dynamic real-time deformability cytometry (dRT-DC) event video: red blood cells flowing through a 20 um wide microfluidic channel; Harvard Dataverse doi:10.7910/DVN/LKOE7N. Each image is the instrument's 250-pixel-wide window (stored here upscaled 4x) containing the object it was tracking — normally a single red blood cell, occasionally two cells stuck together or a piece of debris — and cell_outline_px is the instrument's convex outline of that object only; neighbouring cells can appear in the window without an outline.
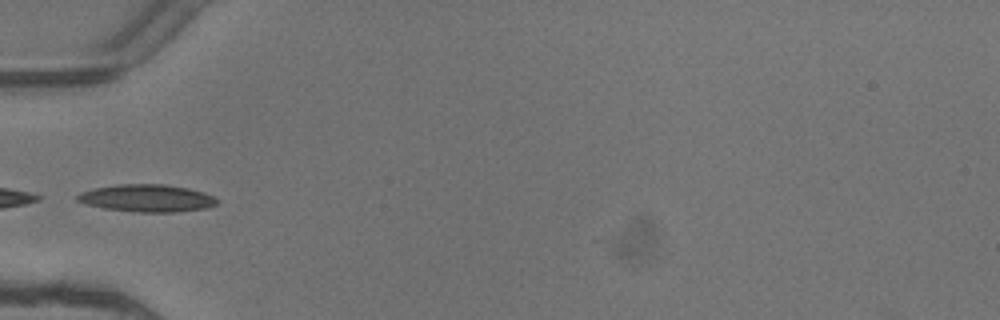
{"species": "common noctule bat (a hibernating species)", "species_latin": "Nyctalus noctula", "temperature_condition": "warm", "stored_images_in_passage": 6, "camera_frame_rate_fps": 3000, "um_per_image_px": 0.085, "animal": {"sex": "female"}, "frame": {"image": 1, "passage_image": 5, "time_ms": 1.333, "image_size_px": [1000, 320], "cell_outline_px": [[216, 204], [204, 208], [172, 212], [136, 212], [104, 208], [88, 204], [76, 200], [76, 196], [80, 192], [96, 188], [116, 184], [164, 184], [188, 188], [204, 192], [212, 196], [216, 200]], "centroid_in_image_um": [12.46, 16.83], "position_along_channel_um": 72.5, "area_um2": 22.02}}
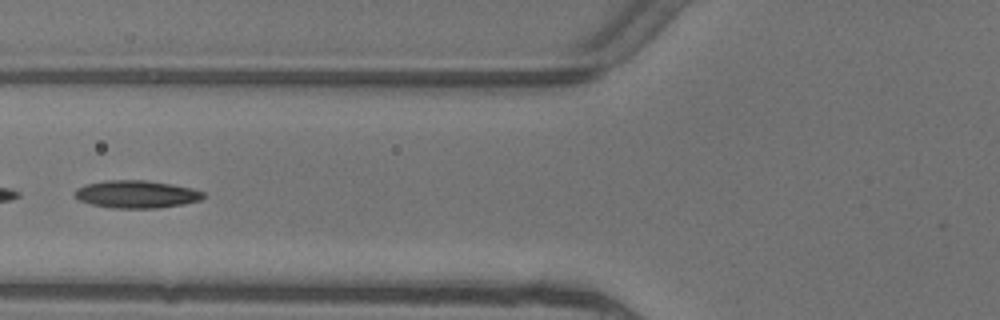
{"frame": {"image": 2, "passage_image": 6, "time_ms": 1.667, "image_size_px": [1000, 320], "cell_outline_px": [[204, 196], [200, 200], [184, 204], [156, 208], [112, 208], [92, 204], [80, 200], [72, 196], [72, 192], [76, 188], [84, 184], [104, 180], [144, 180], [172, 184], [192, 188], [204, 192]], "centroid_in_image_um": [11.54, 16.5], "position_along_channel_um": 114.3, "area_um2": 20.87}}